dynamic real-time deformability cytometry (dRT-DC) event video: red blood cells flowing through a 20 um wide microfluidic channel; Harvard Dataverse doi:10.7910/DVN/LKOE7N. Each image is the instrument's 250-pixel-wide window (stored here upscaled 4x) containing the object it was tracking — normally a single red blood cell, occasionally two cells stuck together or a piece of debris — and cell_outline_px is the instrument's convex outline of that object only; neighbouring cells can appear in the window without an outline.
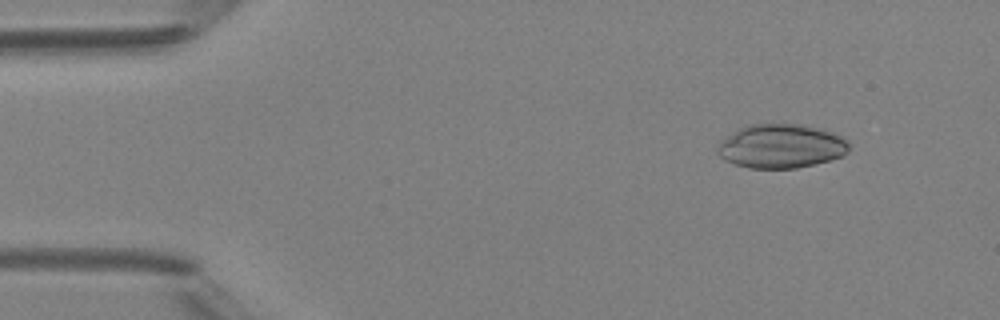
{"species": "Egyptian fruit bat (a non-hibernating species)", "species_latin": "Rousettus aegyptiacus", "temperature_condition": "room temperature", "stored_images_in_passage": 5, "camera_frame_rate_fps": 3000, "um_per_image_px": 0.085, "animal": {"sex": "female"}, "frame": {"image": 1, "passage_image": 2, "time_ms": 1.0, "image_size_px": [1000, 320], "cell_outline_px": [[848, 152], [844, 156], [796, 168], [748, 168], [724, 160], [716, 152], [716, 148], [720, 140], [740, 128], [748, 124], [804, 124], [820, 128], [844, 136], [848, 140]], "centroid_in_image_um": [66.4, 12.41], "position_along_channel_um": 18.6, "area_um2": 33.93}}